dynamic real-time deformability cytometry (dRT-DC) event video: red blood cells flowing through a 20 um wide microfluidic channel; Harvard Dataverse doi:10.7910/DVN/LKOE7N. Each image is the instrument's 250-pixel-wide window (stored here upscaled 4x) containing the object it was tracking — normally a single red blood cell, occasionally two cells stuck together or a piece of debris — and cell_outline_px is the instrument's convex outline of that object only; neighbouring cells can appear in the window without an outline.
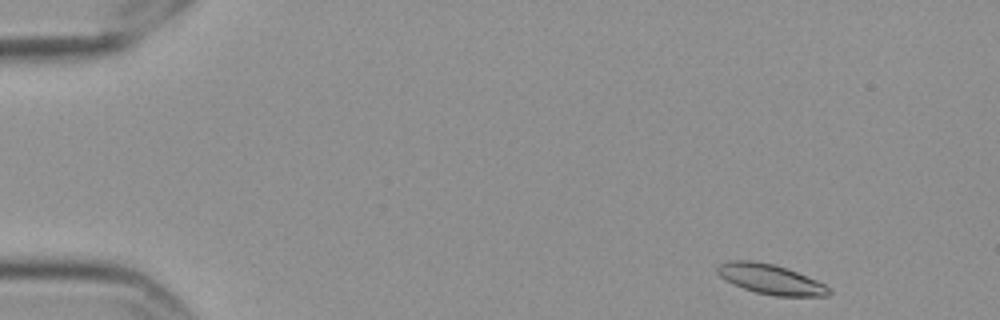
{"species": "Egyptian fruit bat (a non-hibernating species)", "species_latin": "Rousettus aegyptiacus", "temperature_condition": "cold", "stored_images_in_passage": 21, "camera_frame_rate_fps": 3000, "um_per_image_px": 0.085, "frame": {"image": 1, "passage_image": 1, "time_ms": 0.0, "image_size_px": [1000, 320], "cell_outline_px": [[832, 292], [828, 296], [772, 296], [756, 292], [744, 288], [720, 276], [716, 272], [716, 268], [720, 264], [732, 260], [752, 260], [772, 264], [796, 272], [816, 280], [824, 284]], "centroid_in_image_um": [65.51, 23.74], "position_along_channel_um": 19.5, "area_um2": 19.07}}
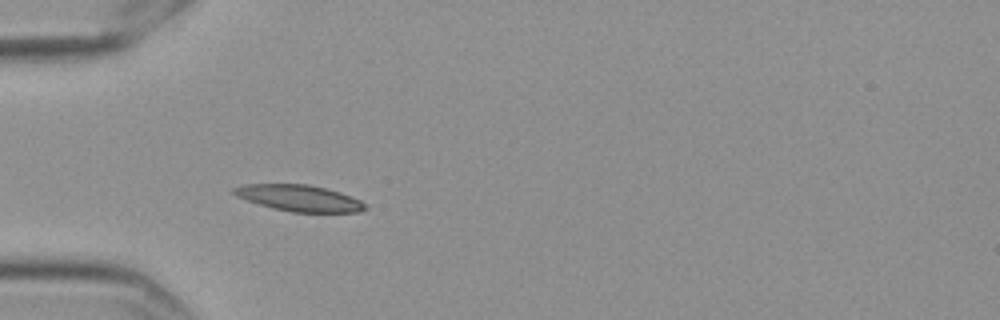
{"frame": {"image": 2, "passage_image": 13, "time_ms": 4.0, "image_size_px": [1000, 320], "cell_outline_px": [[368, 208], [360, 212], [292, 212], [272, 208], [236, 196], [232, 192], [232, 188], [244, 184], [308, 184], [340, 192], [360, 200]], "centroid_in_image_um": [25.43, 16.83], "position_along_channel_um": 59.6, "area_um2": 20.0}}
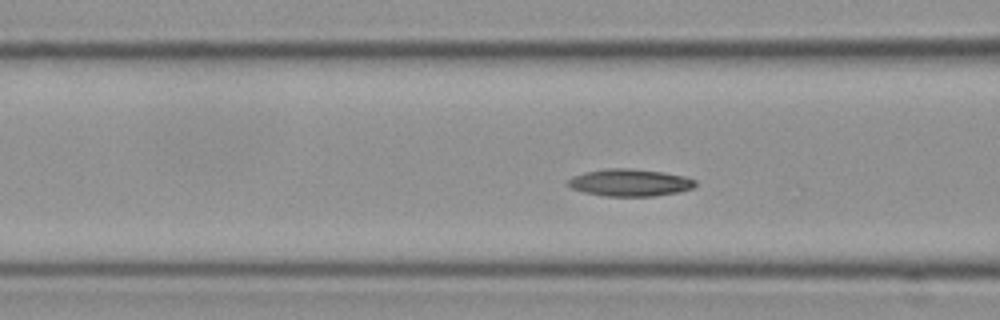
{"frame": {"image": 3, "passage_image": 18, "time_ms": 5.667, "image_size_px": [1000, 320], "cell_outline_px": [[696, 184], [692, 188], [680, 192], [656, 196], [604, 196], [584, 192], [572, 188], [568, 184], [568, 180], [572, 176], [584, 172], [608, 168], [628, 168], [664, 172], [684, 176], [696, 180]], "centroid_in_image_um": [53.55, 15.52], "position_along_channel_um": 113.0, "area_um2": 20.23}}